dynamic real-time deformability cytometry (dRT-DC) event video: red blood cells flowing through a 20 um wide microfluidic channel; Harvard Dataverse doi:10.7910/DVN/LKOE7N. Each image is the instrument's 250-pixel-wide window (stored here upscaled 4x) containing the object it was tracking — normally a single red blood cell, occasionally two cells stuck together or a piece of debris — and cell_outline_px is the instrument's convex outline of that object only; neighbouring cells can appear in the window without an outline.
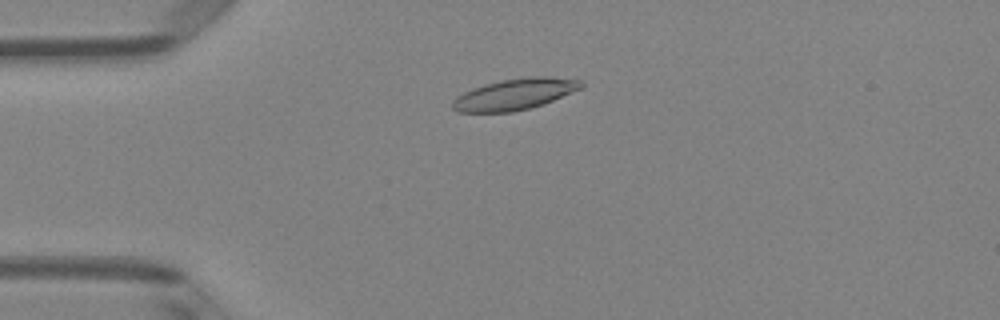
{"species": "Egyptian fruit bat (a non-hibernating species)", "species_latin": "Rousettus aegyptiacus", "temperature_condition": "room temperature", "stored_images_in_passage": 41, "camera_frame_rate_fps": 3000, "um_per_image_px": 0.085, "animal": {"sex": "female"}, "frame": {"image": 1, "passage_image": 3, "time_ms": 0.667, "image_size_px": [1000, 320], "cell_outline_px": [[584, 88], [544, 104], [512, 112], [460, 112], [452, 108], [452, 100], [456, 96], [472, 88], [484, 84], [500, 80], [528, 76], [548, 76], [580, 80], [584, 84]], "centroid_in_image_um": [43.77, 8.0], "position_along_channel_um": 41.2, "area_um2": 23.58}}
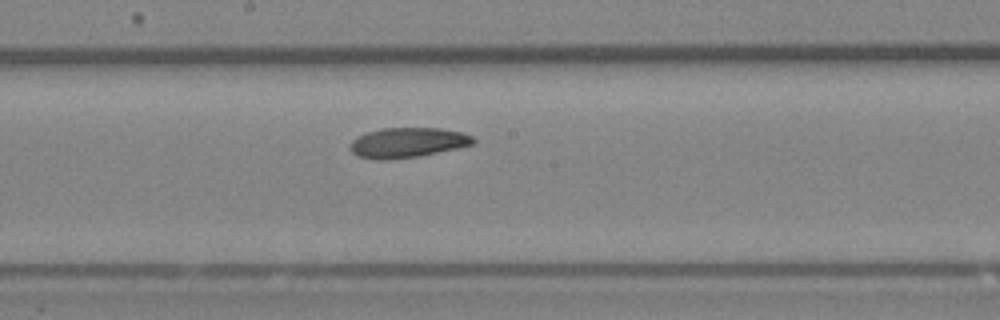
{"frame": {"image": 2, "passage_image": 18, "time_ms": 5.667, "image_size_px": [1000, 320], "cell_outline_px": [[476, 140], [472, 144], [456, 148], [420, 156], [388, 160], [376, 160], [356, 156], [348, 148], [352, 140], [356, 136], [380, 128], [440, 128], [460, 132], [472, 136]], "centroid_in_image_um": [34.57, 12.13], "position_along_channel_um": 213.6, "area_um2": 21.62}}
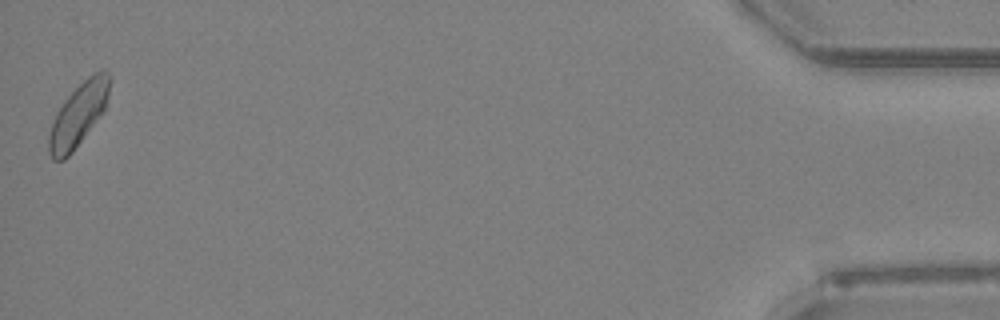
{"frame": {"image": 3, "passage_image": 41, "time_ms": 13.333, "image_size_px": [1000, 320], "cell_outline_px": [[112, 76], [108, 96], [104, 112], [72, 152], [64, 160], [52, 160], [48, 152], [48, 136], [56, 112], [64, 100], [88, 76], [104, 68]], "centroid_in_image_um": [6.68, 9.74], "position_along_channel_um": 428.5, "area_um2": 22.37}}